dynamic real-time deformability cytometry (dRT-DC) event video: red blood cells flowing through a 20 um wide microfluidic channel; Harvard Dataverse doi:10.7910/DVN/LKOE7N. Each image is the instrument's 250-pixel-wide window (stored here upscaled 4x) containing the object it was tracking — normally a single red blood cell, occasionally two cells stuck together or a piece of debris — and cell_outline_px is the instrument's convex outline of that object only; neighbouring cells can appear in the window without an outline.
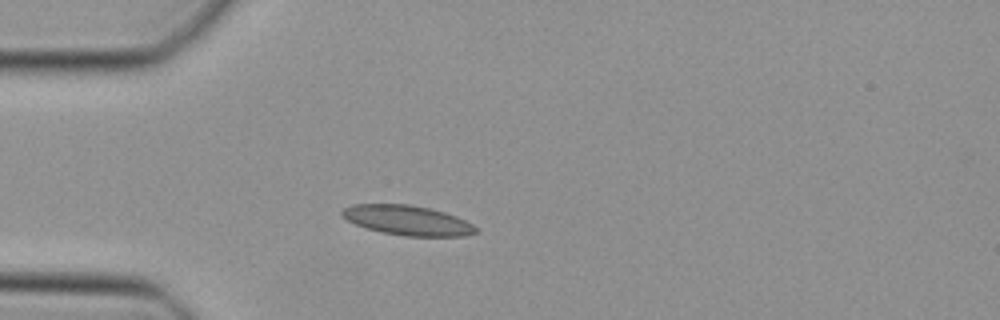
{"species": "Egyptian fruit bat (a non-hibernating species)", "species_latin": "Rousettus aegyptiacus", "temperature_condition": "cold", "stored_images_in_passage": 35, "camera_frame_rate_fps": 3000, "um_per_image_px": 0.085, "animal": {"sex": "female"}, "frame": {"image": 1, "passage_image": 1, "time_ms": 0.0, "image_size_px": [1000, 320], "cell_outline_px": [[476, 232], [464, 236], [404, 236], [380, 232], [356, 224], [348, 220], [340, 212], [344, 208], [352, 204], [408, 204], [432, 208], [456, 216], [472, 224], [476, 228]], "centroid_in_image_um": [34.63, 18.72], "position_along_channel_um": 50.4, "area_um2": 23.06}}
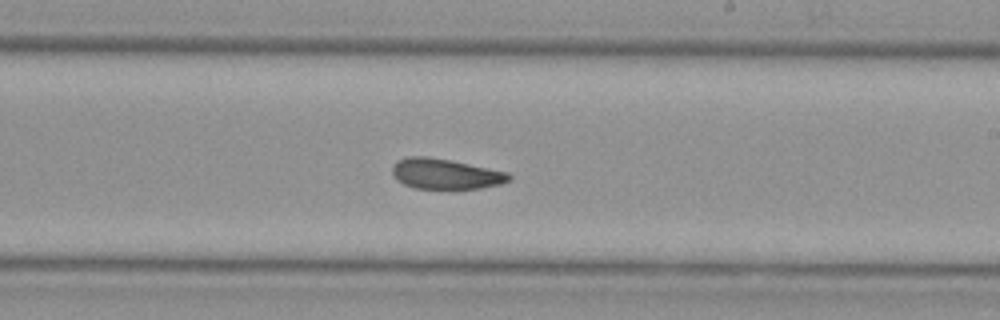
{"frame": {"image": 2, "passage_image": 16, "time_ms": 5.0, "image_size_px": [1000, 320], "cell_outline_px": [[512, 180], [500, 184], [480, 188], [416, 188], [404, 184], [396, 180], [392, 172], [392, 164], [396, 160], [408, 156], [428, 156], [452, 160], [508, 172], [512, 176]], "centroid_in_image_um": [37.85, 14.76], "position_along_channel_um": 251.1, "area_um2": 20.81}}
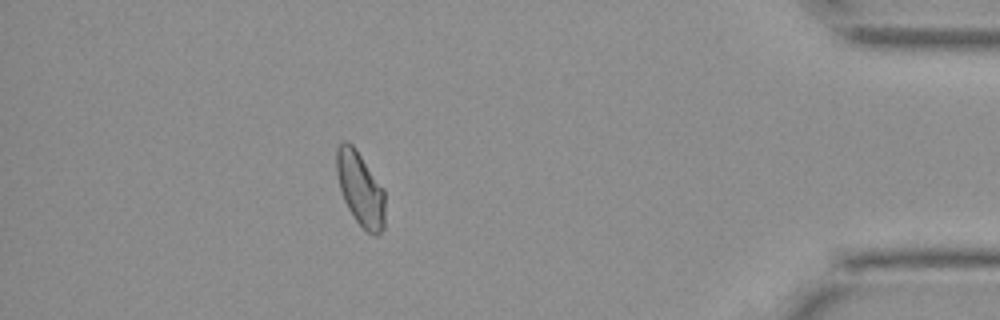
{"frame": {"image": 3, "passage_image": 30, "time_ms": 9.667, "image_size_px": [1000, 320], "cell_outline_px": [[384, 228], [376, 236], [372, 236], [352, 216], [340, 192], [336, 172], [336, 148], [344, 140], [348, 140], [356, 148], [384, 188]], "centroid_in_image_um": [30.61, 16.02], "position_along_channel_um": 404.6, "area_um2": 21.15}}